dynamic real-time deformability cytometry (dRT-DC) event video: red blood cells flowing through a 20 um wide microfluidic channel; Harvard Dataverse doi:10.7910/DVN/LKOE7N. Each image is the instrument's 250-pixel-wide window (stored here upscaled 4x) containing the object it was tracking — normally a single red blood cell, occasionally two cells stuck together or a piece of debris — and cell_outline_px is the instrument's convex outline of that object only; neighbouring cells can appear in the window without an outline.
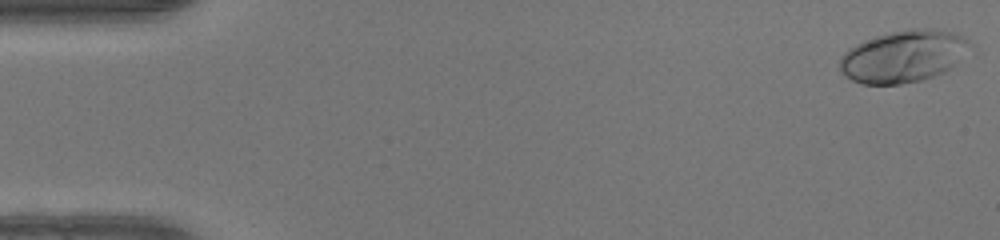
{"species": "human", "species_latin": "Homo sapiens", "temperature_condition": "warm", "stored_images_in_passage": 50, "camera_frame_rate_fps": 3000, "um_per_image_px": 0.085, "donor": {"sex": "female"}, "frame": {"image": 1, "passage_image": 1, "time_ms": 0.0, "image_size_px": [1000, 240], "cell_outline_px": [[976, 56], [944, 72], [924, 80], [900, 84], [860, 84], [844, 76], [840, 68], [840, 56], [848, 48], [864, 40], [876, 36], [908, 28], [936, 28], [956, 32], [964, 36], [976, 44]], "centroid_in_image_um": [76.99, 4.77], "position_along_channel_um": 8.0, "area_um2": 41.38}}
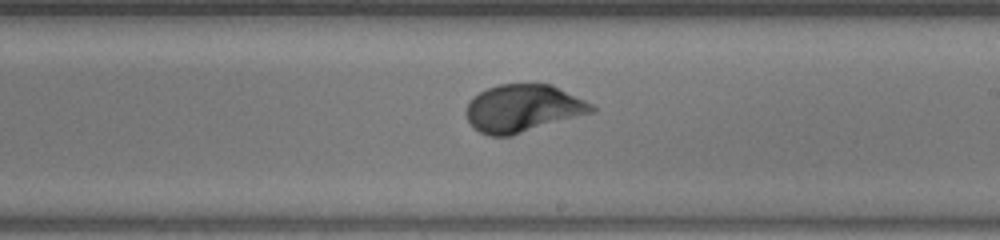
{"frame": {"image": 2, "passage_image": 29, "time_ms": 9.333, "image_size_px": [1000, 240], "cell_outline_px": [[596, 112], [512, 136], [488, 136], [480, 132], [468, 120], [464, 112], [472, 96], [488, 88], [500, 84], [552, 84], [592, 104], [596, 108]], "centroid_in_image_um": [44.47, 9.22], "position_along_channel_um": 244.5, "area_um2": 34.97}}
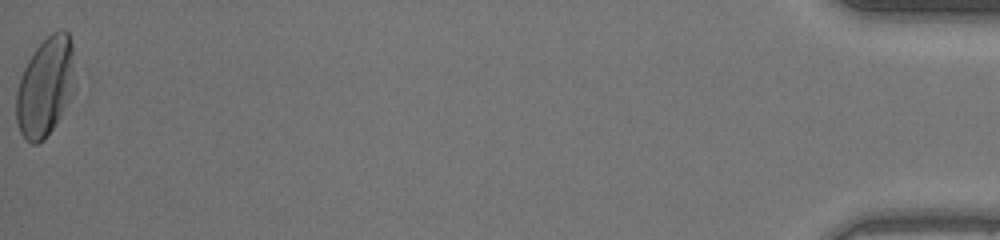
{"frame": {"image": 3, "passage_image": 50, "time_ms": 16.333, "image_size_px": [1000, 240], "cell_outline_px": [[76, 92], [44, 140], [36, 144], [32, 144], [24, 140], [20, 132], [16, 120], [16, 92], [20, 76], [28, 60], [36, 48], [52, 32], [60, 28], [64, 28], [68, 32], [72, 40]], "centroid_in_image_um": [3.88, 7.36], "position_along_channel_um": 431.3, "area_um2": 34.51}, "authors_computed_cell_mechanics": {"area_um2": 33.7841, "velocity_mm_per_s": 4.1596, "shape_relaxation_time_tau1_ms": 2.8103, "shape_relaxation_time_tau2_ms": null, "deformation_change_tau1": 0.1706, "deformation_change_tau2": null}}